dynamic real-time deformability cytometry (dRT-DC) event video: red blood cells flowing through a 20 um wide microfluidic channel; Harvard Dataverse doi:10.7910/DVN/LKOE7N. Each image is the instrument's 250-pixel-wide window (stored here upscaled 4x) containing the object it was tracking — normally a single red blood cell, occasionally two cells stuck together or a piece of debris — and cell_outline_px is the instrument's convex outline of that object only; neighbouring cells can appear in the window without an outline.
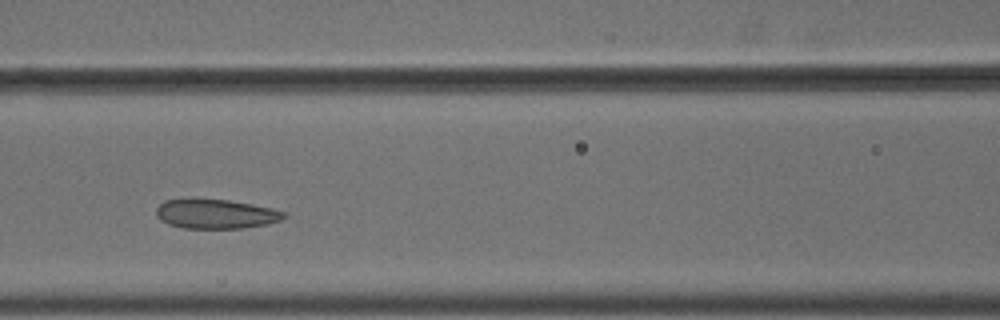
{"species": "common noctule bat (a hibernating species)", "species_latin": "Nyctalus noctula", "temperature_condition": "cold", "stored_images_in_passage": 7, "camera_frame_rate_fps": 3000, "um_per_image_px": 0.085, "animal": {"sex": "male", "body_mass_g": 18.8}, "frame": {"image": 1, "passage_image": 3, "time_ms": 0.667, "image_size_px": [1000, 320], "cell_outline_px": [[288, 216], [280, 220], [268, 224], [244, 228], [184, 228], [168, 224], [160, 220], [156, 216], [156, 208], [164, 200], [228, 200], [252, 204], [288, 212]], "centroid_in_image_um": [18.38, 18.2], "position_along_channel_um": 148.2, "area_um2": 21.73}}
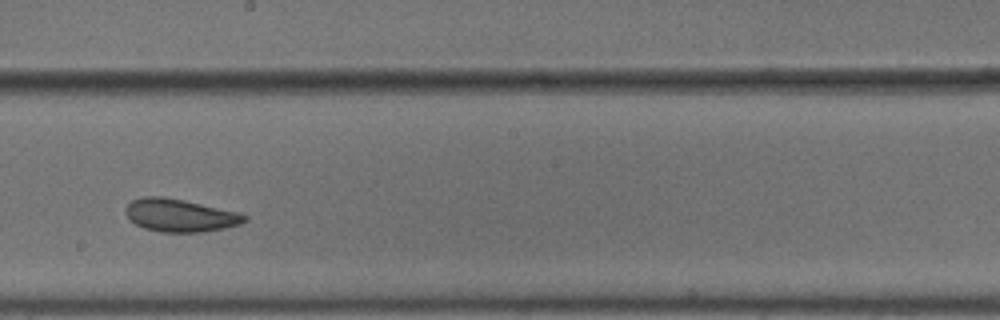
{"frame": {"image": 2, "passage_image": 5, "time_ms": 1.333, "image_size_px": [1000, 320], "cell_outline_px": [[248, 220], [240, 224], [224, 228], [204, 232], [160, 232], [144, 228], [128, 220], [124, 212], [124, 208], [132, 200], [144, 196], [160, 196], [184, 200], [240, 212], [248, 216]], "centroid_in_image_um": [15.29, 18.3], "position_along_channel_um": 232.9, "area_um2": 23.0}}
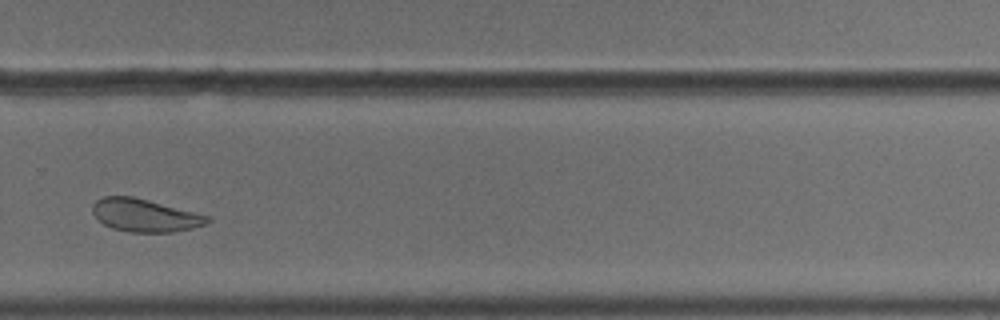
{"frame": {"image": 3, "passage_image": 7, "time_ms": 2.0, "image_size_px": [1000, 320], "cell_outline_px": [[212, 220], [204, 224], [192, 228], [172, 232], [132, 232], [112, 228], [104, 224], [92, 212], [92, 204], [96, 200], [104, 196], [132, 196], [148, 200], [208, 216]], "centroid_in_image_um": [12.28, 18.3], "position_along_channel_um": 317.5, "area_um2": 21.62}}